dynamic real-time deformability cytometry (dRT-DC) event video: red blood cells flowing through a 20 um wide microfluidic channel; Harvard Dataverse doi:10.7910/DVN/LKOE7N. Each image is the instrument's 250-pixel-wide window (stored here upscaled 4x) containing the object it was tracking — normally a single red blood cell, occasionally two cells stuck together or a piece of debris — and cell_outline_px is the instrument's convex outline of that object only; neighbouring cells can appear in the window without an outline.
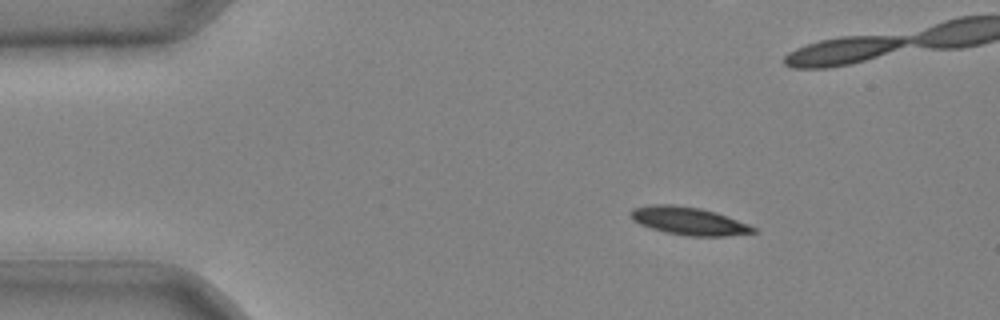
{"species": "common noctule bat (a hibernating species)", "species_latin": "Nyctalus noctula", "temperature_condition": "cold", "stored_images_in_passage": 32, "camera_frame_rate_fps": 3000, "um_per_image_px": 0.085, "animal": {"sex": "male", "body_mass_g": 20.4}, "frame": {"image": 1, "passage_image": 1, "time_ms": 0.0, "image_size_px": [1000, 320], "cell_outline_px": [[760, 232], [724, 236], [688, 236], [664, 232], [640, 224], [632, 220], [628, 216], [628, 212], [632, 208], [652, 204], [672, 204], [700, 208], [716, 212], [748, 224], [756, 228]], "centroid_in_image_um": [58.51, 18.78], "position_along_channel_um": 26.5, "area_um2": 20.11}}
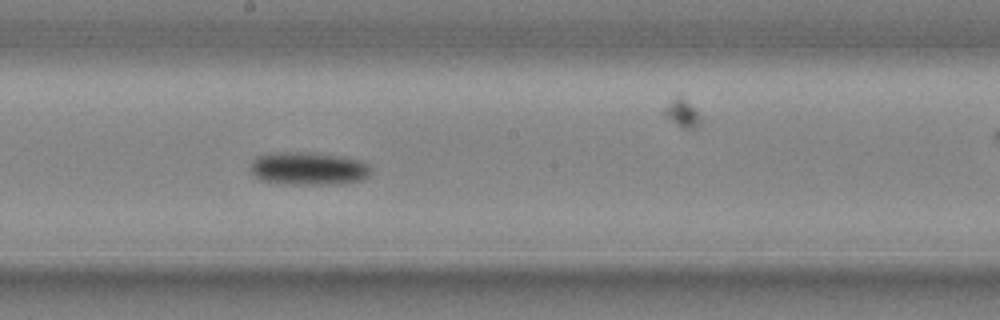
{"frame": {"image": 2, "passage_image": 18, "time_ms": 5.667, "image_size_px": [1000, 320], "cell_outline_px": [[372, 176], [364, 180], [340, 184], [284, 184], [260, 180], [248, 168], [252, 160], [256, 156], [268, 152], [316, 152], [344, 156], [364, 160], [372, 168]], "centroid_in_image_um": [26.27, 14.31], "position_along_channel_um": 221.9, "area_um2": 24.1}}
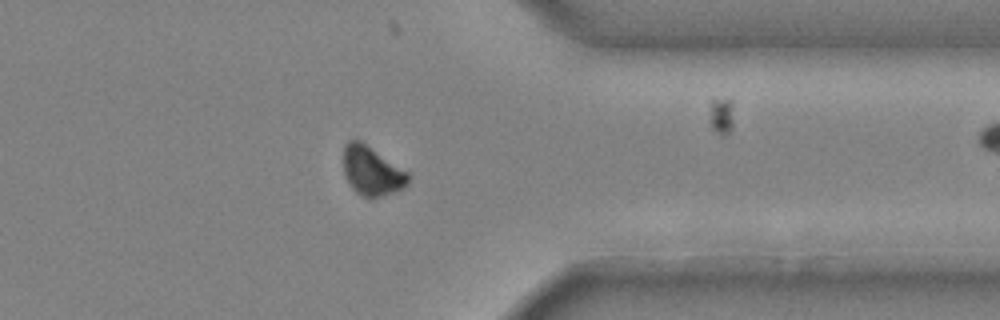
{"frame": {"image": 3, "passage_image": 29, "time_ms": 9.333, "image_size_px": [1000, 320], "cell_outline_px": [[412, 176], [408, 184], [404, 188], [372, 200], [356, 192], [352, 188], [344, 172], [344, 144], [348, 140], [360, 140], [408, 172]], "centroid_in_image_um": [31.63, 14.55], "position_along_channel_um": 379.8, "area_um2": 18.61}}